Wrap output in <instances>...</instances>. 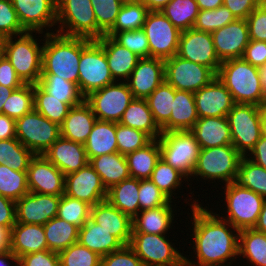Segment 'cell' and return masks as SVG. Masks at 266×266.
Returning a JSON list of instances; mask_svg holds the SVG:
<instances>
[{"label":"cell","instance_id":"obj_4","mask_svg":"<svg viewBox=\"0 0 266 266\" xmlns=\"http://www.w3.org/2000/svg\"><path fill=\"white\" fill-rule=\"evenodd\" d=\"M37 34L39 37L43 34V40L41 37L39 41ZM44 35L40 32L26 31L6 39L5 57L25 84H37L41 78L43 49L41 44H44Z\"/></svg>","mask_w":266,"mask_h":266},{"label":"cell","instance_id":"obj_20","mask_svg":"<svg viewBox=\"0 0 266 266\" xmlns=\"http://www.w3.org/2000/svg\"><path fill=\"white\" fill-rule=\"evenodd\" d=\"M61 196L28 192L15 201L16 223L44 225L57 216Z\"/></svg>","mask_w":266,"mask_h":266},{"label":"cell","instance_id":"obj_77","mask_svg":"<svg viewBox=\"0 0 266 266\" xmlns=\"http://www.w3.org/2000/svg\"><path fill=\"white\" fill-rule=\"evenodd\" d=\"M183 266H198V265H193V264H189L184 260Z\"/></svg>","mask_w":266,"mask_h":266},{"label":"cell","instance_id":"obj_73","mask_svg":"<svg viewBox=\"0 0 266 266\" xmlns=\"http://www.w3.org/2000/svg\"><path fill=\"white\" fill-rule=\"evenodd\" d=\"M258 72L260 76L261 89L264 94V99L266 100V64L259 67Z\"/></svg>","mask_w":266,"mask_h":266},{"label":"cell","instance_id":"obj_57","mask_svg":"<svg viewBox=\"0 0 266 266\" xmlns=\"http://www.w3.org/2000/svg\"><path fill=\"white\" fill-rule=\"evenodd\" d=\"M25 32L11 0H0V34L11 37Z\"/></svg>","mask_w":266,"mask_h":266},{"label":"cell","instance_id":"obj_7","mask_svg":"<svg viewBox=\"0 0 266 266\" xmlns=\"http://www.w3.org/2000/svg\"><path fill=\"white\" fill-rule=\"evenodd\" d=\"M106 55L97 40L81 37L78 88L84 97L91 92L114 83Z\"/></svg>","mask_w":266,"mask_h":266},{"label":"cell","instance_id":"obj_72","mask_svg":"<svg viewBox=\"0 0 266 266\" xmlns=\"http://www.w3.org/2000/svg\"><path fill=\"white\" fill-rule=\"evenodd\" d=\"M19 88H8L4 85H0V114H2L3 110V104L8 99V97L11 95V93Z\"/></svg>","mask_w":266,"mask_h":266},{"label":"cell","instance_id":"obj_9","mask_svg":"<svg viewBox=\"0 0 266 266\" xmlns=\"http://www.w3.org/2000/svg\"><path fill=\"white\" fill-rule=\"evenodd\" d=\"M160 158L183 173L190 182L200 146L190 130L162 133L159 137Z\"/></svg>","mask_w":266,"mask_h":266},{"label":"cell","instance_id":"obj_58","mask_svg":"<svg viewBox=\"0 0 266 266\" xmlns=\"http://www.w3.org/2000/svg\"><path fill=\"white\" fill-rule=\"evenodd\" d=\"M100 266H143L140 258L129 245L101 257Z\"/></svg>","mask_w":266,"mask_h":266},{"label":"cell","instance_id":"obj_55","mask_svg":"<svg viewBox=\"0 0 266 266\" xmlns=\"http://www.w3.org/2000/svg\"><path fill=\"white\" fill-rule=\"evenodd\" d=\"M117 43L124 46L140 58H149L150 49L148 39L143 29L122 32H107Z\"/></svg>","mask_w":266,"mask_h":266},{"label":"cell","instance_id":"obj_76","mask_svg":"<svg viewBox=\"0 0 266 266\" xmlns=\"http://www.w3.org/2000/svg\"><path fill=\"white\" fill-rule=\"evenodd\" d=\"M259 5L266 8V0H259Z\"/></svg>","mask_w":266,"mask_h":266},{"label":"cell","instance_id":"obj_26","mask_svg":"<svg viewBox=\"0 0 266 266\" xmlns=\"http://www.w3.org/2000/svg\"><path fill=\"white\" fill-rule=\"evenodd\" d=\"M176 205L173 200H169L164 206L139 211L132 219V233L170 234L176 222L174 217L178 213Z\"/></svg>","mask_w":266,"mask_h":266},{"label":"cell","instance_id":"obj_24","mask_svg":"<svg viewBox=\"0 0 266 266\" xmlns=\"http://www.w3.org/2000/svg\"><path fill=\"white\" fill-rule=\"evenodd\" d=\"M43 155L64 175L78 171L89 163L84 144L62 136Z\"/></svg>","mask_w":266,"mask_h":266},{"label":"cell","instance_id":"obj_51","mask_svg":"<svg viewBox=\"0 0 266 266\" xmlns=\"http://www.w3.org/2000/svg\"><path fill=\"white\" fill-rule=\"evenodd\" d=\"M91 205L63 194L61 196L57 217L81 228L90 219Z\"/></svg>","mask_w":266,"mask_h":266},{"label":"cell","instance_id":"obj_62","mask_svg":"<svg viewBox=\"0 0 266 266\" xmlns=\"http://www.w3.org/2000/svg\"><path fill=\"white\" fill-rule=\"evenodd\" d=\"M24 84L8 59L6 57L2 58L0 60V85L8 88H20Z\"/></svg>","mask_w":266,"mask_h":266},{"label":"cell","instance_id":"obj_53","mask_svg":"<svg viewBox=\"0 0 266 266\" xmlns=\"http://www.w3.org/2000/svg\"><path fill=\"white\" fill-rule=\"evenodd\" d=\"M118 152L126 155L145 147L153 139L145 132L116 123Z\"/></svg>","mask_w":266,"mask_h":266},{"label":"cell","instance_id":"obj_54","mask_svg":"<svg viewBox=\"0 0 266 266\" xmlns=\"http://www.w3.org/2000/svg\"><path fill=\"white\" fill-rule=\"evenodd\" d=\"M60 266H100L101 256L79 242L59 253Z\"/></svg>","mask_w":266,"mask_h":266},{"label":"cell","instance_id":"obj_19","mask_svg":"<svg viewBox=\"0 0 266 266\" xmlns=\"http://www.w3.org/2000/svg\"><path fill=\"white\" fill-rule=\"evenodd\" d=\"M64 194L91 206L107 199V190L89 163L78 171L65 175Z\"/></svg>","mask_w":266,"mask_h":266},{"label":"cell","instance_id":"obj_66","mask_svg":"<svg viewBox=\"0 0 266 266\" xmlns=\"http://www.w3.org/2000/svg\"><path fill=\"white\" fill-rule=\"evenodd\" d=\"M16 138V121L6 114H0V140Z\"/></svg>","mask_w":266,"mask_h":266},{"label":"cell","instance_id":"obj_17","mask_svg":"<svg viewBox=\"0 0 266 266\" xmlns=\"http://www.w3.org/2000/svg\"><path fill=\"white\" fill-rule=\"evenodd\" d=\"M176 55L209 67L216 75L221 65L215 51L212 34L194 28L181 32Z\"/></svg>","mask_w":266,"mask_h":266},{"label":"cell","instance_id":"obj_21","mask_svg":"<svg viewBox=\"0 0 266 266\" xmlns=\"http://www.w3.org/2000/svg\"><path fill=\"white\" fill-rule=\"evenodd\" d=\"M211 34L217 57L221 62L241 58L250 42L246 19H236Z\"/></svg>","mask_w":266,"mask_h":266},{"label":"cell","instance_id":"obj_67","mask_svg":"<svg viewBox=\"0 0 266 266\" xmlns=\"http://www.w3.org/2000/svg\"><path fill=\"white\" fill-rule=\"evenodd\" d=\"M11 228L0 225V253L10 250Z\"/></svg>","mask_w":266,"mask_h":266},{"label":"cell","instance_id":"obj_69","mask_svg":"<svg viewBox=\"0 0 266 266\" xmlns=\"http://www.w3.org/2000/svg\"><path fill=\"white\" fill-rule=\"evenodd\" d=\"M138 1L142 2L149 11H160L171 0H138Z\"/></svg>","mask_w":266,"mask_h":266},{"label":"cell","instance_id":"obj_23","mask_svg":"<svg viewBox=\"0 0 266 266\" xmlns=\"http://www.w3.org/2000/svg\"><path fill=\"white\" fill-rule=\"evenodd\" d=\"M164 81V60L149 57L138 60L126 83L134 98L146 99Z\"/></svg>","mask_w":266,"mask_h":266},{"label":"cell","instance_id":"obj_1","mask_svg":"<svg viewBox=\"0 0 266 266\" xmlns=\"http://www.w3.org/2000/svg\"><path fill=\"white\" fill-rule=\"evenodd\" d=\"M188 196L184 199L186 204L192 199L191 213H187L191 227L190 243L195 254V261L185 254V261L189 264L198 266H232L233 262L238 259V245H239V230L233 227L228 221L219 217L216 212H213L208 206L199 203V199L190 198ZM188 200V201H187ZM192 237V238H191ZM193 243V244H192ZM191 258V259H190ZM229 261V262H228Z\"/></svg>","mask_w":266,"mask_h":266},{"label":"cell","instance_id":"obj_38","mask_svg":"<svg viewBox=\"0 0 266 266\" xmlns=\"http://www.w3.org/2000/svg\"><path fill=\"white\" fill-rule=\"evenodd\" d=\"M48 250L60 253L78 242L79 227L59 217H54L43 225Z\"/></svg>","mask_w":266,"mask_h":266},{"label":"cell","instance_id":"obj_44","mask_svg":"<svg viewBox=\"0 0 266 266\" xmlns=\"http://www.w3.org/2000/svg\"><path fill=\"white\" fill-rule=\"evenodd\" d=\"M33 92L34 109L60 126L71 107L47 93L38 83L33 84Z\"/></svg>","mask_w":266,"mask_h":266},{"label":"cell","instance_id":"obj_41","mask_svg":"<svg viewBox=\"0 0 266 266\" xmlns=\"http://www.w3.org/2000/svg\"><path fill=\"white\" fill-rule=\"evenodd\" d=\"M47 93L56 99H62V102L70 107L81 104L85 97L81 94L78 85L66 81L64 78H56L53 74H41L38 83Z\"/></svg>","mask_w":266,"mask_h":266},{"label":"cell","instance_id":"obj_27","mask_svg":"<svg viewBox=\"0 0 266 266\" xmlns=\"http://www.w3.org/2000/svg\"><path fill=\"white\" fill-rule=\"evenodd\" d=\"M97 41L104 49L113 79L115 81H126L133 72L140 57L117 43L111 36L103 35Z\"/></svg>","mask_w":266,"mask_h":266},{"label":"cell","instance_id":"obj_63","mask_svg":"<svg viewBox=\"0 0 266 266\" xmlns=\"http://www.w3.org/2000/svg\"><path fill=\"white\" fill-rule=\"evenodd\" d=\"M236 19H246L248 15L259 5V0H223Z\"/></svg>","mask_w":266,"mask_h":266},{"label":"cell","instance_id":"obj_32","mask_svg":"<svg viewBox=\"0 0 266 266\" xmlns=\"http://www.w3.org/2000/svg\"><path fill=\"white\" fill-rule=\"evenodd\" d=\"M78 242L101 257L124 246L117 237L91 219L79 228Z\"/></svg>","mask_w":266,"mask_h":266},{"label":"cell","instance_id":"obj_2","mask_svg":"<svg viewBox=\"0 0 266 266\" xmlns=\"http://www.w3.org/2000/svg\"><path fill=\"white\" fill-rule=\"evenodd\" d=\"M80 57L81 37L58 33L44 35L42 74H53L78 85Z\"/></svg>","mask_w":266,"mask_h":266},{"label":"cell","instance_id":"obj_49","mask_svg":"<svg viewBox=\"0 0 266 266\" xmlns=\"http://www.w3.org/2000/svg\"><path fill=\"white\" fill-rule=\"evenodd\" d=\"M34 109L33 84H24L14 90L3 104L2 114L15 121Z\"/></svg>","mask_w":266,"mask_h":266},{"label":"cell","instance_id":"obj_6","mask_svg":"<svg viewBox=\"0 0 266 266\" xmlns=\"http://www.w3.org/2000/svg\"><path fill=\"white\" fill-rule=\"evenodd\" d=\"M241 158L242 155L232 144L200 149L190 179L191 181L195 178L196 181H202V179L211 181L210 184L217 181V183L221 182L220 185L234 182Z\"/></svg>","mask_w":266,"mask_h":266},{"label":"cell","instance_id":"obj_39","mask_svg":"<svg viewBox=\"0 0 266 266\" xmlns=\"http://www.w3.org/2000/svg\"><path fill=\"white\" fill-rule=\"evenodd\" d=\"M238 256L251 266H266V234L254 228L240 230Z\"/></svg>","mask_w":266,"mask_h":266},{"label":"cell","instance_id":"obj_18","mask_svg":"<svg viewBox=\"0 0 266 266\" xmlns=\"http://www.w3.org/2000/svg\"><path fill=\"white\" fill-rule=\"evenodd\" d=\"M29 192L62 196L65 175L44 155H35L27 169Z\"/></svg>","mask_w":266,"mask_h":266},{"label":"cell","instance_id":"obj_14","mask_svg":"<svg viewBox=\"0 0 266 266\" xmlns=\"http://www.w3.org/2000/svg\"><path fill=\"white\" fill-rule=\"evenodd\" d=\"M165 82L176 90L196 92L208 85L217 75L201 64L174 55L164 60Z\"/></svg>","mask_w":266,"mask_h":266},{"label":"cell","instance_id":"obj_13","mask_svg":"<svg viewBox=\"0 0 266 266\" xmlns=\"http://www.w3.org/2000/svg\"><path fill=\"white\" fill-rule=\"evenodd\" d=\"M133 98L126 81H115L91 92L85 101L91 106L97 120L119 123Z\"/></svg>","mask_w":266,"mask_h":266},{"label":"cell","instance_id":"obj_25","mask_svg":"<svg viewBox=\"0 0 266 266\" xmlns=\"http://www.w3.org/2000/svg\"><path fill=\"white\" fill-rule=\"evenodd\" d=\"M90 219L129 245L132 235V219L114 207L107 199L91 206Z\"/></svg>","mask_w":266,"mask_h":266},{"label":"cell","instance_id":"obj_43","mask_svg":"<svg viewBox=\"0 0 266 266\" xmlns=\"http://www.w3.org/2000/svg\"><path fill=\"white\" fill-rule=\"evenodd\" d=\"M160 11L183 32L193 28L200 9L196 0H171Z\"/></svg>","mask_w":266,"mask_h":266},{"label":"cell","instance_id":"obj_64","mask_svg":"<svg viewBox=\"0 0 266 266\" xmlns=\"http://www.w3.org/2000/svg\"><path fill=\"white\" fill-rule=\"evenodd\" d=\"M15 223V201L0 195V225L12 228Z\"/></svg>","mask_w":266,"mask_h":266},{"label":"cell","instance_id":"obj_70","mask_svg":"<svg viewBox=\"0 0 266 266\" xmlns=\"http://www.w3.org/2000/svg\"><path fill=\"white\" fill-rule=\"evenodd\" d=\"M200 10H212L223 6V0H196Z\"/></svg>","mask_w":266,"mask_h":266},{"label":"cell","instance_id":"obj_35","mask_svg":"<svg viewBox=\"0 0 266 266\" xmlns=\"http://www.w3.org/2000/svg\"><path fill=\"white\" fill-rule=\"evenodd\" d=\"M119 123L141 130L152 139H159L162 134L161 128L155 122L146 99L133 98Z\"/></svg>","mask_w":266,"mask_h":266},{"label":"cell","instance_id":"obj_16","mask_svg":"<svg viewBox=\"0 0 266 266\" xmlns=\"http://www.w3.org/2000/svg\"><path fill=\"white\" fill-rule=\"evenodd\" d=\"M11 2L25 31L56 33V0H11Z\"/></svg>","mask_w":266,"mask_h":266},{"label":"cell","instance_id":"obj_75","mask_svg":"<svg viewBox=\"0 0 266 266\" xmlns=\"http://www.w3.org/2000/svg\"><path fill=\"white\" fill-rule=\"evenodd\" d=\"M6 39V36L0 34V60L5 57Z\"/></svg>","mask_w":266,"mask_h":266},{"label":"cell","instance_id":"obj_56","mask_svg":"<svg viewBox=\"0 0 266 266\" xmlns=\"http://www.w3.org/2000/svg\"><path fill=\"white\" fill-rule=\"evenodd\" d=\"M138 195L140 211L164 206L170 200L150 179H140Z\"/></svg>","mask_w":266,"mask_h":266},{"label":"cell","instance_id":"obj_68","mask_svg":"<svg viewBox=\"0 0 266 266\" xmlns=\"http://www.w3.org/2000/svg\"><path fill=\"white\" fill-rule=\"evenodd\" d=\"M0 266H19V259L10 250L2 252L0 253Z\"/></svg>","mask_w":266,"mask_h":266},{"label":"cell","instance_id":"obj_40","mask_svg":"<svg viewBox=\"0 0 266 266\" xmlns=\"http://www.w3.org/2000/svg\"><path fill=\"white\" fill-rule=\"evenodd\" d=\"M160 190L161 192L168 197L170 200L176 199V190H183L185 188H182L183 184L185 182L187 185L192 184L189 183V179L181 173L179 170L173 168L171 165L166 163L161 158L157 161L155 168L153 172L151 173V176L149 178ZM183 182V183H182ZM182 188V189H180ZM175 191V192H174ZM175 197H174V196Z\"/></svg>","mask_w":266,"mask_h":266},{"label":"cell","instance_id":"obj_30","mask_svg":"<svg viewBox=\"0 0 266 266\" xmlns=\"http://www.w3.org/2000/svg\"><path fill=\"white\" fill-rule=\"evenodd\" d=\"M48 250L44 227L15 223L11 228L10 251L19 259L25 254Z\"/></svg>","mask_w":266,"mask_h":266},{"label":"cell","instance_id":"obj_8","mask_svg":"<svg viewBox=\"0 0 266 266\" xmlns=\"http://www.w3.org/2000/svg\"><path fill=\"white\" fill-rule=\"evenodd\" d=\"M56 33L97 40V20L91 0H56Z\"/></svg>","mask_w":266,"mask_h":266},{"label":"cell","instance_id":"obj_59","mask_svg":"<svg viewBox=\"0 0 266 266\" xmlns=\"http://www.w3.org/2000/svg\"><path fill=\"white\" fill-rule=\"evenodd\" d=\"M249 38L254 41H266V8L258 5L246 18Z\"/></svg>","mask_w":266,"mask_h":266},{"label":"cell","instance_id":"obj_46","mask_svg":"<svg viewBox=\"0 0 266 266\" xmlns=\"http://www.w3.org/2000/svg\"><path fill=\"white\" fill-rule=\"evenodd\" d=\"M149 10L138 0H126L122 5L113 27L108 32L139 30L144 26Z\"/></svg>","mask_w":266,"mask_h":266},{"label":"cell","instance_id":"obj_47","mask_svg":"<svg viewBox=\"0 0 266 266\" xmlns=\"http://www.w3.org/2000/svg\"><path fill=\"white\" fill-rule=\"evenodd\" d=\"M174 96L175 88L164 81L146 98L153 118L160 128L171 116Z\"/></svg>","mask_w":266,"mask_h":266},{"label":"cell","instance_id":"obj_28","mask_svg":"<svg viewBox=\"0 0 266 266\" xmlns=\"http://www.w3.org/2000/svg\"><path fill=\"white\" fill-rule=\"evenodd\" d=\"M96 120L91 106L84 100L81 104L70 108L60 125V135L85 144Z\"/></svg>","mask_w":266,"mask_h":266},{"label":"cell","instance_id":"obj_74","mask_svg":"<svg viewBox=\"0 0 266 266\" xmlns=\"http://www.w3.org/2000/svg\"><path fill=\"white\" fill-rule=\"evenodd\" d=\"M260 125L262 136L266 137V103L260 106Z\"/></svg>","mask_w":266,"mask_h":266},{"label":"cell","instance_id":"obj_22","mask_svg":"<svg viewBox=\"0 0 266 266\" xmlns=\"http://www.w3.org/2000/svg\"><path fill=\"white\" fill-rule=\"evenodd\" d=\"M198 118L227 117L235 104L231 93L216 76L208 85L194 92Z\"/></svg>","mask_w":266,"mask_h":266},{"label":"cell","instance_id":"obj_45","mask_svg":"<svg viewBox=\"0 0 266 266\" xmlns=\"http://www.w3.org/2000/svg\"><path fill=\"white\" fill-rule=\"evenodd\" d=\"M34 156L17 138L0 140V165H7L14 171L27 172Z\"/></svg>","mask_w":266,"mask_h":266},{"label":"cell","instance_id":"obj_12","mask_svg":"<svg viewBox=\"0 0 266 266\" xmlns=\"http://www.w3.org/2000/svg\"><path fill=\"white\" fill-rule=\"evenodd\" d=\"M60 136V126L35 109L16 120V138L35 155H43Z\"/></svg>","mask_w":266,"mask_h":266},{"label":"cell","instance_id":"obj_37","mask_svg":"<svg viewBox=\"0 0 266 266\" xmlns=\"http://www.w3.org/2000/svg\"><path fill=\"white\" fill-rule=\"evenodd\" d=\"M130 177L149 179L157 161L160 159V145L158 139H153L145 147L125 155Z\"/></svg>","mask_w":266,"mask_h":266},{"label":"cell","instance_id":"obj_36","mask_svg":"<svg viewBox=\"0 0 266 266\" xmlns=\"http://www.w3.org/2000/svg\"><path fill=\"white\" fill-rule=\"evenodd\" d=\"M139 185L140 179H125L107 190V200L133 219L140 211Z\"/></svg>","mask_w":266,"mask_h":266},{"label":"cell","instance_id":"obj_48","mask_svg":"<svg viewBox=\"0 0 266 266\" xmlns=\"http://www.w3.org/2000/svg\"><path fill=\"white\" fill-rule=\"evenodd\" d=\"M29 192L27 172L14 171L7 165H0V195L14 201Z\"/></svg>","mask_w":266,"mask_h":266},{"label":"cell","instance_id":"obj_71","mask_svg":"<svg viewBox=\"0 0 266 266\" xmlns=\"http://www.w3.org/2000/svg\"><path fill=\"white\" fill-rule=\"evenodd\" d=\"M254 229L256 231L266 234V200L263 203L261 213L259 214L258 222Z\"/></svg>","mask_w":266,"mask_h":266},{"label":"cell","instance_id":"obj_31","mask_svg":"<svg viewBox=\"0 0 266 266\" xmlns=\"http://www.w3.org/2000/svg\"><path fill=\"white\" fill-rule=\"evenodd\" d=\"M197 120L194 93L175 89L171 116L161 127L162 133L191 130Z\"/></svg>","mask_w":266,"mask_h":266},{"label":"cell","instance_id":"obj_10","mask_svg":"<svg viewBox=\"0 0 266 266\" xmlns=\"http://www.w3.org/2000/svg\"><path fill=\"white\" fill-rule=\"evenodd\" d=\"M168 234L132 233L129 246L143 266H183L185 254L170 242ZM168 238V239H167Z\"/></svg>","mask_w":266,"mask_h":266},{"label":"cell","instance_id":"obj_60","mask_svg":"<svg viewBox=\"0 0 266 266\" xmlns=\"http://www.w3.org/2000/svg\"><path fill=\"white\" fill-rule=\"evenodd\" d=\"M19 266H60L59 253L43 250L19 258Z\"/></svg>","mask_w":266,"mask_h":266},{"label":"cell","instance_id":"obj_42","mask_svg":"<svg viewBox=\"0 0 266 266\" xmlns=\"http://www.w3.org/2000/svg\"><path fill=\"white\" fill-rule=\"evenodd\" d=\"M234 183L259 194L266 200V170L242 156Z\"/></svg>","mask_w":266,"mask_h":266},{"label":"cell","instance_id":"obj_52","mask_svg":"<svg viewBox=\"0 0 266 266\" xmlns=\"http://www.w3.org/2000/svg\"><path fill=\"white\" fill-rule=\"evenodd\" d=\"M235 20L233 13L223 5L212 10H200L193 28L212 33Z\"/></svg>","mask_w":266,"mask_h":266},{"label":"cell","instance_id":"obj_33","mask_svg":"<svg viewBox=\"0 0 266 266\" xmlns=\"http://www.w3.org/2000/svg\"><path fill=\"white\" fill-rule=\"evenodd\" d=\"M89 164L100 176L106 190L130 178L126 157L119 152L91 158Z\"/></svg>","mask_w":266,"mask_h":266},{"label":"cell","instance_id":"obj_15","mask_svg":"<svg viewBox=\"0 0 266 266\" xmlns=\"http://www.w3.org/2000/svg\"><path fill=\"white\" fill-rule=\"evenodd\" d=\"M142 29L148 39L150 57L166 60L177 54L181 31L161 11H149Z\"/></svg>","mask_w":266,"mask_h":266},{"label":"cell","instance_id":"obj_34","mask_svg":"<svg viewBox=\"0 0 266 266\" xmlns=\"http://www.w3.org/2000/svg\"><path fill=\"white\" fill-rule=\"evenodd\" d=\"M84 146L88 160L117 153L116 122L96 120Z\"/></svg>","mask_w":266,"mask_h":266},{"label":"cell","instance_id":"obj_65","mask_svg":"<svg viewBox=\"0 0 266 266\" xmlns=\"http://www.w3.org/2000/svg\"><path fill=\"white\" fill-rule=\"evenodd\" d=\"M247 156L266 170V137L261 136Z\"/></svg>","mask_w":266,"mask_h":266},{"label":"cell","instance_id":"obj_11","mask_svg":"<svg viewBox=\"0 0 266 266\" xmlns=\"http://www.w3.org/2000/svg\"><path fill=\"white\" fill-rule=\"evenodd\" d=\"M232 145L247 156L262 136L260 106L235 103L227 115Z\"/></svg>","mask_w":266,"mask_h":266},{"label":"cell","instance_id":"obj_50","mask_svg":"<svg viewBox=\"0 0 266 266\" xmlns=\"http://www.w3.org/2000/svg\"><path fill=\"white\" fill-rule=\"evenodd\" d=\"M126 0H91L97 20V39L105 35L114 25L117 15Z\"/></svg>","mask_w":266,"mask_h":266},{"label":"cell","instance_id":"obj_3","mask_svg":"<svg viewBox=\"0 0 266 266\" xmlns=\"http://www.w3.org/2000/svg\"><path fill=\"white\" fill-rule=\"evenodd\" d=\"M217 77L231 93L234 103L262 106L266 103L258 67L242 58L221 62Z\"/></svg>","mask_w":266,"mask_h":266},{"label":"cell","instance_id":"obj_5","mask_svg":"<svg viewBox=\"0 0 266 266\" xmlns=\"http://www.w3.org/2000/svg\"><path fill=\"white\" fill-rule=\"evenodd\" d=\"M223 207L217 214L228 221L237 230L252 229L256 226L265 199L259 194L245 187H240L234 182L223 185ZM221 211V215H220ZM223 212V213H222ZM225 214V216H224Z\"/></svg>","mask_w":266,"mask_h":266},{"label":"cell","instance_id":"obj_61","mask_svg":"<svg viewBox=\"0 0 266 266\" xmlns=\"http://www.w3.org/2000/svg\"><path fill=\"white\" fill-rule=\"evenodd\" d=\"M241 58L255 67L264 66L266 64V41L250 40Z\"/></svg>","mask_w":266,"mask_h":266},{"label":"cell","instance_id":"obj_29","mask_svg":"<svg viewBox=\"0 0 266 266\" xmlns=\"http://www.w3.org/2000/svg\"><path fill=\"white\" fill-rule=\"evenodd\" d=\"M190 131L201 149L232 144L227 117L198 118Z\"/></svg>","mask_w":266,"mask_h":266}]
</instances>
